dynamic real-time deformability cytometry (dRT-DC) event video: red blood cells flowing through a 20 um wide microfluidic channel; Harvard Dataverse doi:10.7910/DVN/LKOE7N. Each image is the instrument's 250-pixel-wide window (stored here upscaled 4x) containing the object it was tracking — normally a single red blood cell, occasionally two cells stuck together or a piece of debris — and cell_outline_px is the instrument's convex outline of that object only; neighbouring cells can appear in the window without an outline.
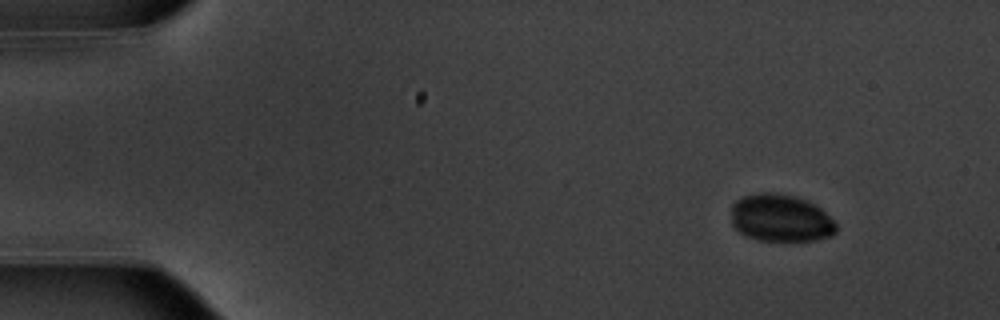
{"species": "common noctule bat (a hibernating species)", "species_latin": "Nyctalus noctula", "temperature_condition": "warm", "stored_images_in_passage": 49, "camera_frame_rate_fps": 3000, "um_per_image_px": 0.085, "animal": {"sex": "male", "body_mass_g": 20.1, "forearm_length_mm": 53.5}, "frame": {"image": 1, "passage_image": 1, "time_ms": 0.0, "image_size_px": [1000, 320], "cell_outline_px": [[836, 232], [832, 236], [816, 240], [760, 240], [748, 236], [740, 232], [732, 224], [732, 204], [736, 200], [744, 196], [760, 192], [768, 192], [796, 196], [820, 208], [836, 224]], "centroid_in_image_um": [66.35, 18.53], "position_along_channel_um": 18.7, "area_um2": 28.67}}
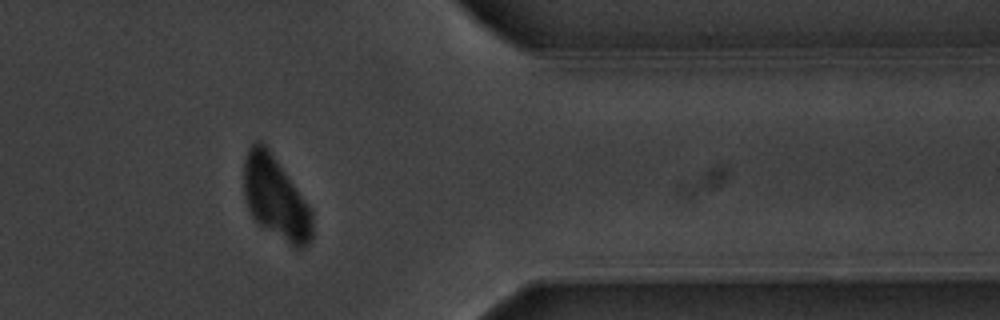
{"frame": {"image": 2, "passage_image": 40, "time_ms": 13.0, "image_size_px": [1000, 320], "cell_outline_px": [[312, 240], [304, 248], [296, 248], [260, 224], [252, 216], [248, 208], [244, 196], [244, 160], [248, 148], [256, 140], [260, 140], [268, 148], [312, 208]], "centroid_in_image_um": [23.44, 16.8], "position_along_channel_um": 388.0, "area_um2": 32.77}}
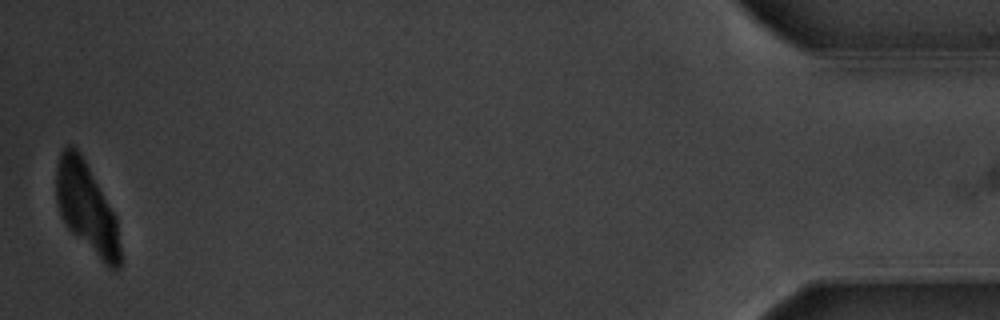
{"frame": {"image": 3, "passage_image": 49, "time_ms": 16.0, "image_size_px": [1000, 320], "cell_outline_px": [[120, 268], [116, 272], [108, 268], [68, 228], [60, 212], [56, 200], [56, 164], [60, 152], [68, 144], [72, 144], [80, 152], [116, 216], [120, 244]], "centroid_in_image_um": [7.37, 17.66], "position_along_channel_um": 427.8, "area_um2": 33.41}}